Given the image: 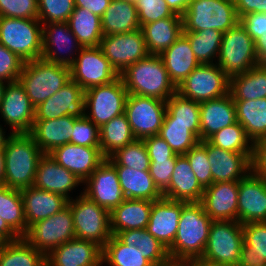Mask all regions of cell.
<instances>
[{
	"instance_id": "1",
	"label": "cell",
	"mask_w": 266,
	"mask_h": 266,
	"mask_svg": "<svg viewBox=\"0 0 266 266\" xmlns=\"http://www.w3.org/2000/svg\"><path fill=\"white\" fill-rule=\"evenodd\" d=\"M213 220L201 202H182L178 229L168 255L172 261L201 258L209 237Z\"/></svg>"
},
{
	"instance_id": "2",
	"label": "cell",
	"mask_w": 266,
	"mask_h": 266,
	"mask_svg": "<svg viewBox=\"0 0 266 266\" xmlns=\"http://www.w3.org/2000/svg\"><path fill=\"white\" fill-rule=\"evenodd\" d=\"M5 155L4 185L13 189L33 186L37 165L44 155L29 133L10 132Z\"/></svg>"
},
{
	"instance_id": "3",
	"label": "cell",
	"mask_w": 266,
	"mask_h": 266,
	"mask_svg": "<svg viewBox=\"0 0 266 266\" xmlns=\"http://www.w3.org/2000/svg\"><path fill=\"white\" fill-rule=\"evenodd\" d=\"M120 77L129 94L167 101L177 92L160 55L149 54L128 66Z\"/></svg>"
},
{
	"instance_id": "4",
	"label": "cell",
	"mask_w": 266,
	"mask_h": 266,
	"mask_svg": "<svg viewBox=\"0 0 266 266\" xmlns=\"http://www.w3.org/2000/svg\"><path fill=\"white\" fill-rule=\"evenodd\" d=\"M70 80V67L42 58L24 62L19 76V81L34 107L57 93Z\"/></svg>"
},
{
	"instance_id": "5",
	"label": "cell",
	"mask_w": 266,
	"mask_h": 266,
	"mask_svg": "<svg viewBox=\"0 0 266 266\" xmlns=\"http://www.w3.org/2000/svg\"><path fill=\"white\" fill-rule=\"evenodd\" d=\"M71 208L75 238L96 243L101 248L111 238L110 211L81 194L67 204Z\"/></svg>"
},
{
	"instance_id": "6",
	"label": "cell",
	"mask_w": 266,
	"mask_h": 266,
	"mask_svg": "<svg viewBox=\"0 0 266 266\" xmlns=\"http://www.w3.org/2000/svg\"><path fill=\"white\" fill-rule=\"evenodd\" d=\"M183 19V32L215 29L226 32L239 18L233 0H192Z\"/></svg>"
},
{
	"instance_id": "7",
	"label": "cell",
	"mask_w": 266,
	"mask_h": 266,
	"mask_svg": "<svg viewBox=\"0 0 266 266\" xmlns=\"http://www.w3.org/2000/svg\"><path fill=\"white\" fill-rule=\"evenodd\" d=\"M0 44L24 62L41 58L42 23L39 19L0 17Z\"/></svg>"
},
{
	"instance_id": "8",
	"label": "cell",
	"mask_w": 266,
	"mask_h": 266,
	"mask_svg": "<svg viewBox=\"0 0 266 266\" xmlns=\"http://www.w3.org/2000/svg\"><path fill=\"white\" fill-rule=\"evenodd\" d=\"M217 58L216 63L229 78L259 65L255 42L239 22L223 33Z\"/></svg>"
},
{
	"instance_id": "9",
	"label": "cell",
	"mask_w": 266,
	"mask_h": 266,
	"mask_svg": "<svg viewBox=\"0 0 266 266\" xmlns=\"http://www.w3.org/2000/svg\"><path fill=\"white\" fill-rule=\"evenodd\" d=\"M242 243V223L233 220L213 221L201 259L218 265L237 266Z\"/></svg>"
},
{
	"instance_id": "10",
	"label": "cell",
	"mask_w": 266,
	"mask_h": 266,
	"mask_svg": "<svg viewBox=\"0 0 266 266\" xmlns=\"http://www.w3.org/2000/svg\"><path fill=\"white\" fill-rule=\"evenodd\" d=\"M128 95L121 77L111 83L91 87L85 90L84 116L100 128L114 117L125 113Z\"/></svg>"
},
{
	"instance_id": "11",
	"label": "cell",
	"mask_w": 266,
	"mask_h": 266,
	"mask_svg": "<svg viewBox=\"0 0 266 266\" xmlns=\"http://www.w3.org/2000/svg\"><path fill=\"white\" fill-rule=\"evenodd\" d=\"M23 238L46 257L56 247L75 238L71 208L67 205L60 212L34 223Z\"/></svg>"
},
{
	"instance_id": "12",
	"label": "cell",
	"mask_w": 266,
	"mask_h": 266,
	"mask_svg": "<svg viewBox=\"0 0 266 266\" xmlns=\"http://www.w3.org/2000/svg\"><path fill=\"white\" fill-rule=\"evenodd\" d=\"M229 87L230 78L217 63L200 64L177 87V93L200 103L226 95Z\"/></svg>"
},
{
	"instance_id": "13",
	"label": "cell",
	"mask_w": 266,
	"mask_h": 266,
	"mask_svg": "<svg viewBox=\"0 0 266 266\" xmlns=\"http://www.w3.org/2000/svg\"><path fill=\"white\" fill-rule=\"evenodd\" d=\"M70 66L71 80L84 90L94 86L105 85L120 77L101 48L82 47Z\"/></svg>"
},
{
	"instance_id": "14",
	"label": "cell",
	"mask_w": 266,
	"mask_h": 266,
	"mask_svg": "<svg viewBox=\"0 0 266 266\" xmlns=\"http://www.w3.org/2000/svg\"><path fill=\"white\" fill-rule=\"evenodd\" d=\"M166 113V101L129 94L125 114L136 139L158 135Z\"/></svg>"
},
{
	"instance_id": "15",
	"label": "cell",
	"mask_w": 266,
	"mask_h": 266,
	"mask_svg": "<svg viewBox=\"0 0 266 266\" xmlns=\"http://www.w3.org/2000/svg\"><path fill=\"white\" fill-rule=\"evenodd\" d=\"M99 47L119 74L149 55L141 29L129 33L105 35Z\"/></svg>"
},
{
	"instance_id": "16",
	"label": "cell",
	"mask_w": 266,
	"mask_h": 266,
	"mask_svg": "<svg viewBox=\"0 0 266 266\" xmlns=\"http://www.w3.org/2000/svg\"><path fill=\"white\" fill-rule=\"evenodd\" d=\"M1 118L12 133H29L33 127L35 107L20 81L8 82L0 103Z\"/></svg>"
},
{
	"instance_id": "17",
	"label": "cell",
	"mask_w": 266,
	"mask_h": 266,
	"mask_svg": "<svg viewBox=\"0 0 266 266\" xmlns=\"http://www.w3.org/2000/svg\"><path fill=\"white\" fill-rule=\"evenodd\" d=\"M81 48L82 46L71 32L67 22L42 24V59L51 63L70 67L76 59L74 55H77L75 53L73 54V52L77 53ZM64 52L66 55L62 56ZM67 53L69 55L68 57Z\"/></svg>"
},
{
	"instance_id": "18",
	"label": "cell",
	"mask_w": 266,
	"mask_h": 266,
	"mask_svg": "<svg viewBox=\"0 0 266 266\" xmlns=\"http://www.w3.org/2000/svg\"><path fill=\"white\" fill-rule=\"evenodd\" d=\"M84 184L87 187L83 189V194L110 212L125 199L117 170L107 159L95 169Z\"/></svg>"
},
{
	"instance_id": "19",
	"label": "cell",
	"mask_w": 266,
	"mask_h": 266,
	"mask_svg": "<svg viewBox=\"0 0 266 266\" xmlns=\"http://www.w3.org/2000/svg\"><path fill=\"white\" fill-rule=\"evenodd\" d=\"M85 90L73 80L35 107L34 120H50L71 115L84 117Z\"/></svg>"
},
{
	"instance_id": "20",
	"label": "cell",
	"mask_w": 266,
	"mask_h": 266,
	"mask_svg": "<svg viewBox=\"0 0 266 266\" xmlns=\"http://www.w3.org/2000/svg\"><path fill=\"white\" fill-rule=\"evenodd\" d=\"M238 222L266 221V179L252 171L239 181Z\"/></svg>"
},
{
	"instance_id": "21",
	"label": "cell",
	"mask_w": 266,
	"mask_h": 266,
	"mask_svg": "<svg viewBox=\"0 0 266 266\" xmlns=\"http://www.w3.org/2000/svg\"><path fill=\"white\" fill-rule=\"evenodd\" d=\"M213 183L240 181L252 171L253 153H237L218 148L206 140Z\"/></svg>"
},
{
	"instance_id": "22",
	"label": "cell",
	"mask_w": 266,
	"mask_h": 266,
	"mask_svg": "<svg viewBox=\"0 0 266 266\" xmlns=\"http://www.w3.org/2000/svg\"><path fill=\"white\" fill-rule=\"evenodd\" d=\"M49 155L83 183L106 160L100 147L80 146L70 142L55 148Z\"/></svg>"
},
{
	"instance_id": "23",
	"label": "cell",
	"mask_w": 266,
	"mask_h": 266,
	"mask_svg": "<svg viewBox=\"0 0 266 266\" xmlns=\"http://www.w3.org/2000/svg\"><path fill=\"white\" fill-rule=\"evenodd\" d=\"M239 181L217 182L204 189L201 204L213 221H238Z\"/></svg>"
},
{
	"instance_id": "24",
	"label": "cell",
	"mask_w": 266,
	"mask_h": 266,
	"mask_svg": "<svg viewBox=\"0 0 266 266\" xmlns=\"http://www.w3.org/2000/svg\"><path fill=\"white\" fill-rule=\"evenodd\" d=\"M81 183L76 175L59 165L49 154H44L37 165L33 187L61 195L70 201L72 197L69 192Z\"/></svg>"
},
{
	"instance_id": "25",
	"label": "cell",
	"mask_w": 266,
	"mask_h": 266,
	"mask_svg": "<svg viewBox=\"0 0 266 266\" xmlns=\"http://www.w3.org/2000/svg\"><path fill=\"white\" fill-rule=\"evenodd\" d=\"M102 248L88 240L74 238L46 256V266H101Z\"/></svg>"
},
{
	"instance_id": "26",
	"label": "cell",
	"mask_w": 266,
	"mask_h": 266,
	"mask_svg": "<svg viewBox=\"0 0 266 266\" xmlns=\"http://www.w3.org/2000/svg\"><path fill=\"white\" fill-rule=\"evenodd\" d=\"M182 211V201L162 197L152 202L147 230L169 249L175 239Z\"/></svg>"
},
{
	"instance_id": "27",
	"label": "cell",
	"mask_w": 266,
	"mask_h": 266,
	"mask_svg": "<svg viewBox=\"0 0 266 266\" xmlns=\"http://www.w3.org/2000/svg\"><path fill=\"white\" fill-rule=\"evenodd\" d=\"M237 122L235 104L231 93L200 102V141Z\"/></svg>"
},
{
	"instance_id": "28",
	"label": "cell",
	"mask_w": 266,
	"mask_h": 266,
	"mask_svg": "<svg viewBox=\"0 0 266 266\" xmlns=\"http://www.w3.org/2000/svg\"><path fill=\"white\" fill-rule=\"evenodd\" d=\"M204 188L198 182L185 155H178L169 186L162 192L164 198L182 202H201Z\"/></svg>"
},
{
	"instance_id": "29",
	"label": "cell",
	"mask_w": 266,
	"mask_h": 266,
	"mask_svg": "<svg viewBox=\"0 0 266 266\" xmlns=\"http://www.w3.org/2000/svg\"><path fill=\"white\" fill-rule=\"evenodd\" d=\"M74 127V116L57 119L34 120L29 134L44 154L70 142Z\"/></svg>"
},
{
	"instance_id": "30",
	"label": "cell",
	"mask_w": 266,
	"mask_h": 266,
	"mask_svg": "<svg viewBox=\"0 0 266 266\" xmlns=\"http://www.w3.org/2000/svg\"><path fill=\"white\" fill-rule=\"evenodd\" d=\"M27 228L34 223L60 212L68 200L53 192L37 189L33 186L21 189Z\"/></svg>"
},
{
	"instance_id": "31",
	"label": "cell",
	"mask_w": 266,
	"mask_h": 266,
	"mask_svg": "<svg viewBox=\"0 0 266 266\" xmlns=\"http://www.w3.org/2000/svg\"><path fill=\"white\" fill-rule=\"evenodd\" d=\"M170 80L178 87L200 65L195 58L189 40L182 34L160 54Z\"/></svg>"
},
{
	"instance_id": "32",
	"label": "cell",
	"mask_w": 266,
	"mask_h": 266,
	"mask_svg": "<svg viewBox=\"0 0 266 266\" xmlns=\"http://www.w3.org/2000/svg\"><path fill=\"white\" fill-rule=\"evenodd\" d=\"M152 202L125 198L120 205L110 212L112 235L125 230L146 229L152 210Z\"/></svg>"
},
{
	"instance_id": "33",
	"label": "cell",
	"mask_w": 266,
	"mask_h": 266,
	"mask_svg": "<svg viewBox=\"0 0 266 266\" xmlns=\"http://www.w3.org/2000/svg\"><path fill=\"white\" fill-rule=\"evenodd\" d=\"M149 54L160 55L183 33V19L180 15L157 20L141 27Z\"/></svg>"
},
{
	"instance_id": "34",
	"label": "cell",
	"mask_w": 266,
	"mask_h": 266,
	"mask_svg": "<svg viewBox=\"0 0 266 266\" xmlns=\"http://www.w3.org/2000/svg\"><path fill=\"white\" fill-rule=\"evenodd\" d=\"M103 36L123 34L141 29L135 4L122 0H111L101 17Z\"/></svg>"
},
{
	"instance_id": "35",
	"label": "cell",
	"mask_w": 266,
	"mask_h": 266,
	"mask_svg": "<svg viewBox=\"0 0 266 266\" xmlns=\"http://www.w3.org/2000/svg\"><path fill=\"white\" fill-rule=\"evenodd\" d=\"M114 167L125 198L156 201L163 197L149 171H139L125 166Z\"/></svg>"
},
{
	"instance_id": "36",
	"label": "cell",
	"mask_w": 266,
	"mask_h": 266,
	"mask_svg": "<svg viewBox=\"0 0 266 266\" xmlns=\"http://www.w3.org/2000/svg\"><path fill=\"white\" fill-rule=\"evenodd\" d=\"M243 243L237 266H266V221L242 224Z\"/></svg>"
},
{
	"instance_id": "37",
	"label": "cell",
	"mask_w": 266,
	"mask_h": 266,
	"mask_svg": "<svg viewBox=\"0 0 266 266\" xmlns=\"http://www.w3.org/2000/svg\"><path fill=\"white\" fill-rule=\"evenodd\" d=\"M234 104L237 122L251 142L266 137V98L234 101Z\"/></svg>"
},
{
	"instance_id": "38",
	"label": "cell",
	"mask_w": 266,
	"mask_h": 266,
	"mask_svg": "<svg viewBox=\"0 0 266 266\" xmlns=\"http://www.w3.org/2000/svg\"><path fill=\"white\" fill-rule=\"evenodd\" d=\"M229 92L234 101L266 98V66L257 65L231 77Z\"/></svg>"
},
{
	"instance_id": "39",
	"label": "cell",
	"mask_w": 266,
	"mask_h": 266,
	"mask_svg": "<svg viewBox=\"0 0 266 266\" xmlns=\"http://www.w3.org/2000/svg\"><path fill=\"white\" fill-rule=\"evenodd\" d=\"M69 28L82 47H97L103 37L101 17L88 9L75 7L67 20Z\"/></svg>"
},
{
	"instance_id": "40",
	"label": "cell",
	"mask_w": 266,
	"mask_h": 266,
	"mask_svg": "<svg viewBox=\"0 0 266 266\" xmlns=\"http://www.w3.org/2000/svg\"><path fill=\"white\" fill-rule=\"evenodd\" d=\"M115 236L122 243L137 247L154 266H160L170 261L168 249L147 229L125 230L118 232Z\"/></svg>"
},
{
	"instance_id": "41",
	"label": "cell",
	"mask_w": 266,
	"mask_h": 266,
	"mask_svg": "<svg viewBox=\"0 0 266 266\" xmlns=\"http://www.w3.org/2000/svg\"><path fill=\"white\" fill-rule=\"evenodd\" d=\"M99 132L100 149L106 159L120 148L136 140L125 113L102 125Z\"/></svg>"
},
{
	"instance_id": "42",
	"label": "cell",
	"mask_w": 266,
	"mask_h": 266,
	"mask_svg": "<svg viewBox=\"0 0 266 266\" xmlns=\"http://www.w3.org/2000/svg\"><path fill=\"white\" fill-rule=\"evenodd\" d=\"M0 216L19 237L26 235L28 228L19 189L0 185Z\"/></svg>"
},
{
	"instance_id": "43",
	"label": "cell",
	"mask_w": 266,
	"mask_h": 266,
	"mask_svg": "<svg viewBox=\"0 0 266 266\" xmlns=\"http://www.w3.org/2000/svg\"><path fill=\"white\" fill-rule=\"evenodd\" d=\"M0 266H46V257L20 237L15 241L3 242Z\"/></svg>"
},
{
	"instance_id": "44",
	"label": "cell",
	"mask_w": 266,
	"mask_h": 266,
	"mask_svg": "<svg viewBox=\"0 0 266 266\" xmlns=\"http://www.w3.org/2000/svg\"><path fill=\"white\" fill-rule=\"evenodd\" d=\"M158 135L177 155H185L200 141V124L163 123Z\"/></svg>"
},
{
	"instance_id": "45",
	"label": "cell",
	"mask_w": 266,
	"mask_h": 266,
	"mask_svg": "<svg viewBox=\"0 0 266 266\" xmlns=\"http://www.w3.org/2000/svg\"><path fill=\"white\" fill-rule=\"evenodd\" d=\"M109 266H154L139 249L122 243L115 235L102 248V263Z\"/></svg>"
},
{
	"instance_id": "46",
	"label": "cell",
	"mask_w": 266,
	"mask_h": 266,
	"mask_svg": "<svg viewBox=\"0 0 266 266\" xmlns=\"http://www.w3.org/2000/svg\"><path fill=\"white\" fill-rule=\"evenodd\" d=\"M190 42L195 58L200 64H214L213 58L218 57L223 32L205 29L197 32L182 33Z\"/></svg>"
},
{
	"instance_id": "47",
	"label": "cell",
	"mask_w": 266,
	"mask_h": 266,
	"mask_svg": "<svg viewBox=\"0 0 266 266\" xmlns=\"http://www.w3.org/2000/svg\"><path fill=\"white\" fill-rule=\"evenodd\" d=\"M163 123L200 124V103L176 92L166 101Z\"/></svg>"
},
{
	"instance_id": "48",
	"label": "cell",
	"mask_w": 266,
	"mask_h": 266,
	"mask_svg": "<svg viewBox=\"0 0 266 266\" xmlns=\"http://www.w3.org/2000/svg\"><path fill=\"white\" fill-rule=\"evenodd\" d=\"M207 141L224 150L237 153H253V142L246 135L245 129L238 123L227 126L213 134Z\"/></svg>"
},
{
	"instance_id": "49",
	"label": "cell",
	"mask_w": 266,
	"mask_h": 266,
	"mask_svg": "<svg viewBox=\"0 0 266 266\" xmlns=\"http://www.w3.org/2000/svg\"><path fill=\"white\" fill-rule=\"evenodd\" d=\"M107 160L113 166H125L139 171H149L150 157L143 140L136 139L115 153Z\"/></svg>"
},
{
	"instance_id": "50",
	"label": "cell",
	"mask_w": 266,
	"mask_h": 266,
	"mask_svg": "<svg viewBox=\"0 0 266 266\" xmlns=\"http://www.w3.org/2000/svg\"><path fill=\"white\" fill-rule=\"evenodd\" d=\"M74 8V0H38V19L42 24L67 22Z\"/></svg>"
},
{
	"instance_id": "51",
	"label": "cell",
	"mask_w": 266,
	"mask_h": 266,
	"mask_svg": "<svg viewBox=\"0 0 266 266\" xmlns=\"http://www.w3.org/2000/svg\"><path fill=\"white\" fill-rule=\"evenodd\" d=\"M193 173L200 185L205 189L213 184L211 166L206 151V140L199 141L186 154Z\"/></svg>"
},
{
	"instance_id": "52",
	"label": "cell",
	"mask_w": 266,
	"mask_h": 266,
	"mask_svg": "<svg viewBox=\"0 0 266 266\" xmlns=\"http://www.w3.org/2000/svg\"><path fill=\"white\" fill-rule=\"evenodd\" d=\"M70 143L86 147H100L99 127L85 116L74 117Z\"/></svg>"
},
{
	"instance_id": "53",
	"label": "cell",
	"mask_w": 266,
	"mask_h": 266,
	"mask_svg": "<svg viewBox=\"0 0 266 266\" xmlns=\"http://www.w3.org/2000/svg\"><path fill=\"white\" fill-rule=\"evenodd\" d=\"M135 7L141 27L174 15L165 0H137Z\"/></svg>"
},
{
	"instance_id": "54",
	"label": "cell",
	"mask_w": 266,
	"mask_h": 266,
	"mask_svg": "<svg viewBox=\"0 0 266 266\" xmlns=\"http://www.w3.org/2000/svg\"><path fill=\"white\" fill-rule=\"evenodd\" d=\"M0 17L38 19V0H0Z\"/></svg>"
},
{
	"instance_id": "55",
	"label": "cell",
	"mask_w": 266,
	"mask_h": 266,
	"mask_svg": "<svg viewBox=\"0 0 266 266\" xmlns=\"http://www.w3.org/2000/svg\"><path fill=\"white\" fill-rule=\"evenodd\" d=\"M23 65V60L0 44V80L7 83L18 81Z\"/></svg>"
},
{
	"instance_id": "56",
	"label": "cell",
	"mask_w": 266,
	"mask_h": 266,
	"mask_svg": "<svg viewBox=\"0 0 266 266\" xmlns=\"http://www.w3.org/2000/svg\"><path fill=\"white\" fill-rule=\"evenodd\" d=\"M177 157L150 161L149 173L158 190L162 193L170 184L172 173L176 164Z\"/></svg>"
},
{
	"instance_id": "57",
	"label": "cell",
	"mask_w": 266,
	"mask_h": 266,
	"mask_svg": "<svg viewBox=\"0 0 266 266\" xmlns=\"http://www.w3.org/2000/svg\"><path fill=\"white\" fill-rule=\"evenodd\" d=\"M150 161L170 159L178 155L171 149L170 145L159 135L149 136L144 139Z\"/></svg>"
},
{
	"instance_id": "58",
	"label": "cell",
	"mask_w": 266,
	"mask_h": 266,
	"mask_svg": "<svg viewBox=\"0 0 266 266\" xmlns=\"http://www.w3.org/2000/svg\"><path fill=\"white\" fill-rule=\"evenodd\" d=\"M239 23L255 41L266 32V13H247L239 18Z\"/></svg>"
},
{
	"instance_id": "59",
	"label": "cell",
	"mask_w": 266,
	"mask_h": 266,
	"mask_svg": "<svg viewBox=\"0 0 266 266\" xmlns=\"http://www.w3.org/2000/svg\"><path fill=\"white\" fill-rule=\"evenodd\" d=\"M252 172L266 179V137L253 143Z\"/></svg>"
},
{
	"instance_id": "60",
	"label": "cell",
	"mask_w": 266,
	"mask_h": 266,
	"mask_svg": "<svg viewBox=\"0 0 266 266\" xmlns=\"http://www.w3.org/2000/svg\"><path fill=\"white\" fill-rule=\"evenodd\" d=\"M238 18L254 12L266 13V0H233Z\"/></svg>"
},
{
	"instance_id": "61",
	"label": "cell",
	"mask_w": 266,
	"mask_h": 266,
	"mask_svg": "<svg viewBox=\"0 0 266 266\" xmlns=\"http://www.w3.org/2000/svg\"><path fill=\"white\" fill-rule=\"evenodd\" d=\"M75 7L88 9L93 14L102 17L111 0H74Z\"/></svg>"
},
{
	"instance_id": "62",
	"label": "cell",
	"mask_w": 266,
	"mask_h": 266,
	"mask_svg": "<svg viewBox=\"0 0 266 266\" xmlns=\"http://www.w3.org/2000/svg\"><path fill=\"white\" fill-rule=\"evenodd\" d=\"M254 42L259 65L266 66V32Z\"/></svg>"
},
{
	"instance_id": "63",
	"label": "cell",
	"mask_w": 266,
	"mask_h": 266,
	"mask_svg": "<svg viewBox=\"0 0 266 266\" xmlns=\"http://www.w3.org/2000/svg\"><path fill=\"white\" fill-rule=\"evenodd\" d=\"M20 237L8 226V224L0 216V239L3 242H11L18 240Z\"/></svg>"
},
{
	"instance_id": "64",
	"label": "cell",
	"mask_w": 266,
	"mask_h": 266,
	"mask_svg": "<svg viewBox=\"0 0 266 266\" xmlns=\"http://www.w3.org/2000/svg\"><path fill=\"white\" fill-rule=\"evenodd\" d=\"M174 14L184 15L188 5L192 0H165Z\"/></svg>"
},
{
	"instance_id": "65",
	"label": "cell",
	"mask_w": 266,
	"mask_h": 266,
	"mask_svg": "<svg viewBox=\"0 0 266 266\" xmlns=\"http://www.w3.org/2000/svg\"><path fill=\"white\" fill-rule=\"evenodd\" d=\"M187 266H224L207 262L201 258L190 259L186 261Z\"/></svg>"
},
{
	"instance_id": "66",
	"label": "cell",
	"mask_w": 266,
	"mask_h": 266,
	"mask_svg": "<svg viewBox=\"0 0 266 266\" xmlns=\"http://www.w3.org/2000/svg\"><path fill=\"white\" fill-rule=\"evenodd\" d=\"M5 155L3 149H0V185L4 184Z\"/></svg>"
},
{
	"instance_id": "67",
	"label": "cell",
	"mask_w": 266,
	"mask_h": 266,
	"mask_svg": "<svg viewBox=\"0 0 266 266\" xmlns=\"http://www.w3.org/2000/svg\"><path fill=\"white\" fill-rule=\"evenodd\" d=\"M3 130H4L3 127L0 125V149H3L7 139L9 138L8 135L5 136L4 133H6V132H4Z\"/></svg>"
},
{
	"instance_id": "68",
	"label": "cell",
	"mask_w": 266,
	"mask_h": 266,
	"mask_svg": "<svg viewBox=\"0 0 266 266\" xmlns=\"http://www.w3.org/2000/svg\"><path fill=\"white\" fill-rule=\"evenodd\" d=\"M160 266H187L186 261H172L170 260L168 263L160 265Z\"/></svg>"
},
{
	"instance_id": "69",
	"label": "cell",
	"mask_w": 266,
	"mask_h": 266,
	"mask_svg": "<svg viewBox=\"0 0 266 266\" xmlns=\"http://www.w3.org/2000/svg\"><path fill=\"white\" fill-rule=\"evenodd\" d=\"M6 85H7L6 82H4L3 80H0V103H1L2 98H3V92H4Z\"/></svg>"
},
{
	"instance_id": "70",
	"label": "cell",
	"mask_w": 266,
	"mask_h": 266,
	"mask_svg": "<svg viewBox=\"0 0 266 266\" xmlns=\"http://www.w3.org/2000/svg\"><path fill=\"white\" fill-rule=\"evenodd\" d=\"M122 1H128V2H132V3L135 4V2H136L137 0H122Z\"/></svg>"
},
{
	"instance_id": "71",
	"label": "cell",
	"mask_w": 266,
	"mask_h": 266,
	"mask_svg": "<svg viewBox=\"0 0 266 266\" xmlns=\"http://www.w3.org/2000/svg\"><path fill=\"white\" fill-rule=\"evenodd\" d=\"M2 245H3V241L0 239V248H1Z\"/></svg>"
}]
</instances>
